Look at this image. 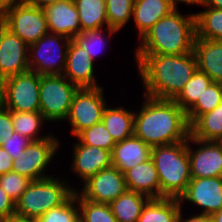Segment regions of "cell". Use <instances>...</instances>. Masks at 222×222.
<instances>
[{
  "label": "cell",
  "instance_id": "1",
  "mask_svg": "<svg viewBox=\"0 0 222 222\" xmlns=\"http://www.w3.org/2000/svg\"><path fill=\"white\" fill-rule=\"evenodd\" d=\"M145 96L173 100L198 69L194 52L180 55H135Z\"/></svg>",
  "mask_w": 222,
  "mask_h": 222
},
{
  "label": "cell",
  "instance_id": "2",
  "mask_svg": "<svg viewBox=\"0 0 222 222\" xmlns=\"http://www.w3.org/2000/svg\"><path fill=\"white\" fill-rule=\"evenodd\" d=\"M143 96L134 116V135L151 147L186 141L190 135L186 112L174 100Z\"/></svg>",
  "mask_w": 222,
  "mask_h": 222
},
{
  "label": "cell",
  "instance_id": "3",
  "mask_svg": "<svg viewBox=\"0 0 222 222\" xmlns=\"http://www.w3.org/2000/svg\"><path fill=\"white\" fill-rule=\"evenodd\" d=\"M195 14L181 15L178 7L158 20L139 40L135 55H180L193 52Z\"/></svg>",
  "mask_w": 222,
  "mask_h": 222
},
{
  "label": "cell",
  "instance_id": "4",
  "mask_svg": "<svg viewBox=\"0 0 222 222\" xmlns=\"http://www.w3.org/2000/svg\"><path fill=\"white\" fill-rule=\"evenodd\" d=\"M151 159L160 182V198L179 199L191 180L187 140L170 145L153 146Z\"/></svg>",
  "mask_w": 222,
  "mask_h": 222
},
{
  "label": "cell",
  "instance_id": "5",
  "mask_svg": "<svg viewBox=\"0 0 222 222\" xmlns=\"http://www.w3.org/2000/svg\"><path fill=\"white\" fill-rule=\"evenodd\" d=\"M65 178L48 177L32 181L15 202V215L38 219L50 209L64 204L76 191Z\"/></svg>",
  "mask_w": 222,
  "mask_h": 222
},
{
  "label": "cell",
  "instance_id": "6",
  "mask_svg": "<svg viewBox=\"0 0 222 222\" xmlns=\"http://www.w3.org/2000/svg\"><path fill=\"white\" fill-rule=\"evenodd\" d=\"M70 41L65 36L48 32L28 46L29 70L41 75H63Z\"/></svg>",
  "mask_w": 222,
  "mask_h": 222
},
{
  "label": "cell",
  "instance_id": "7",
  "mask_svg": "<svg viewBox=\"0 0 222 222\" xmlns=\"http://www.w3.org/2000/svg\"><path fill=\"white\" fill-rule=\"evenodd\" d=\"M41 74L27 71L8 77L0 88V104L10 111H40Z\"/></svg>",
  "mask_w": 222,
  "mask_h": 222
},
{
  "label": "cell",
  "instance_id": "8",
  "mask_svg": "<svg viewBox=\"0 0 222 222\" xmlns=\"http://www.w3.org/2000/svg\"><path fill=\"white\" fill-rule=\"evenodd\" d=\"M78 89L63 75H41L39 99L44 118L53 123L65 121Z\"/></svg>",
  "mask_w": 222,
  "mask_h": 222
},
{
  "label": "cell",
  "instance_id": "9",
  "mask_svg": "<svg viewBox=\"0 0 222 222\" xmlns=\"http://www.w3.org/2000/svg\"><path fill=\"white\" fill-rule=\"evenodd\" d=\"M2 24L28 46L49 32L43 8L34 7L22 0L12 2L3 17Z\"/></svg>",
  "mask_w": 222,
  "mask_h": 222
},
{
  "label": "cell",
  "instance_id": "10",
  "mask_svg": "<svg viewBox=\"0 0 222 222\" xmlns=\"http://www.w3.org/2000/svg\"><path fill=\"white\" fill-rule=\"evenodd\" d=\"M104 88H79L75 93L69 113L65 120L71 125V134L76 136L85 128L102 121L104 109L107 106Z\"/></svg>",
  "mask_w": 222,
  "mask_h": 222
},
{
  "label": "cell",
  "instance_id": "11",
  "mask_svg": "<svg viewBox=\"0 0 222 222\" xmlns=\"http://www.w3.org/2000/svg\"><path fill=\"white\" fill-rule=\"evenodd\" d=\"M59 141L54 135L46 139L31 141L21 156L13 160L12 171L28 177L32 181L53 176L46 174L45 169L54 159L61 145Z\"/></svg>",
  "mask_w": 222,
  "mask_h": 222
},
{
  "label": "cell",
  "instance_id": "12",
  "mask_svg": "<svg viewBox=\"0 0 222 222\" xmlns=\"http://www.w3.org/2000/svg\"><path fill=\"white\" fill-rule=\"evenodd\" d=\"M76 192L83 198L95 203H108L117 199L126 190L124 174L115 166L103 169L83 183Z\"/></svg>",
  "mask_w": 222,
  "mask_h": 222
},
{
  "label": "cell",
  "instance_id": "13",
  "mask_svg": "<svg viewBox=\"0 0 222 222\" xmlns=\"http://www.w3.org/2000/svg\"><path fill=\"white\" fill-rule=\"evenodd\" d=\"M192 144L199 147L194 149ZM187 151L191 178L222 177V150L215 141L198 140L189 135Z\"/></svg>",
  "mask_w": 222,
  "mask_h": 222
},
{
  "label": "cell",
  "instance_id": "14",
  "mask_svg": "<svg viewBox=\"0 0 222 222\" xmlns=\"http://www.w3.org/2000/svg\"><path fill=\"white\" fill-rule=\"evenodd\" d=\"M29 71L28 45L0 23V73L8 77Z\"/></svg>",
  "mask_w": 222,
  "mask_h": 222
},
{
  "label": "cell",
  "instance_id": "15",
  "mask_svg": "<svg viewBox=\"0 0 222 222\" xmlns=\"http://www.w3.org/2000/svg\"><path fill=\"white\" fill-rule=\"evenodd\" d=\"M194 203L202 210L199 213L212 215L222 209V177L191 178L185 193L179 198Z\"/></svg>",
  "mask_w": 222,
  "mask_h": 222
},
{
  "label": "cell",
  "instance_id": "16",
  "mask_svg": "<svg viewBox=\"0 0 222 222\" xmlns=\"http://www.w3.org/2000/svg\"><path fill=\"white\" fill-rule=\"evenodd\" d=\"M94 64L86 50L75 39H71L63 76L79 88L100 87L94 74Z\"/></svg>",
  "mask_w": 222,
  "mask_h": 222
},
{
  "label": "cell",
  "instance_id": "17",
  "mask_svg": "<svg viewBox=\"0 0 222 222\" xmlns=\"http://www.w3.org/2000/svg\"><path fill=\"white\" fill-rule=\"evenodd\" d=\"M73 144L72 172L82 183L99 171L112 166L111 151L80 142Z\"/></svg>",
  "mask_w": 222,
  "mask_h": 222
},
{
  "label": "cell",
  "instance_id": "18",
  "mask_svg": "<svg viewBox=\"0 0 222 222\" xmlns=\"http://www.w3.org/2000/svg\"><path fill=\"white\" fill-rule=\"evenodd\" d=\"M50 33L74 39L81 33L78 10L74 0H64L43 8Z\"/></svg>",
  "mask_w": 222,
  "mask_h": 222
},
{
  "label": "cell",
  "instance_id": "19",
  "mask_svg": "<svg viewBox=\"0 0 222 222\" xmlns=\"http://www.w3.org/2000/svg\"><path fill=\"white\" fill-rule=\"evenodd\" d=\"M152 147L143 140L132 135L121 142H117L111 152L112 166L123 174L151 158Z\"/></svg>",
  "mask_w": 222,
  "mask_h": 222
},
{
  "label": "cell",
  "instance_id": "20",
  "mask_svg": "<svg viewBox=\"0 0 222 222\" xmlns=\"http://www.w3.org/2000/svg\"><path fill=\"white\" fill-rule=\"evenodd\" d=\"M193 52L198 70L222 84V41L195 38Z\"/></svg>",
  "mask_w": 222,
  "mask_h": 222
},
{
  "label": "cell",
  "instance_id": "21",
  "mask_svg": "<svg viewBox=\"0 0 222 222\" xmlns=\"http://www.w3.org/2000/svg\"><path fill=\"white\" fill-rule=\"evenodd\" d=\"M127 190L149 198H160V182L152 159L137 164L124 173Z\"/></svg>",
  "mask_w": 222,
  "mask_h": 222
},
{
  "label": "cell",
  "instance_id": "22",
  "mask_svg": "<svg viewBox=\"0 0 222 222\" xmlns=\"http://www.w3.org/2000/svg\"><path fill=\"white\" fill-rule=\"evenodd\" d=\"M176 7L169 0H134L132 18L139 39L162 17Z\"/></svg>",
  "mask_w": 222,
  "mask_h": 222
},
{
  "label": "cell",
  "instance_id": "23",
  "mask_svg": "<svg viewBox=\"0 0 222 222\" xmlns=\"http://www.w3.org/2000/svg\"><path fill=\"white\" fill-rule=\"evenodd\" d=\"M181 203L176 198H150L138 222H179Z\"/></svg>",
  "mask_w": 222,
  "mask_h": 222
},
{
  "label": "cell",
  "instance_id": "24",
  "mask_svg": "<svg viewBox=\"0 0 222 222\" xmlns=\"http://www.w3.org/2000/svg\"><path fill=\"white\" fill-rule=\"evenodd\" d=\"M135 112L124 107H108L104 109L102 123L111 134L115 143L134 135Z\"/></svg>",
  "mask_w": 222,
  "mask_h": 222
},
{
  "label": "cell",
  "instance_id": "25",
  "mask_svg": "<svg viewBox=\"0 0 222 222\" xmlns=\"http://www.w3.org/2000/svg\"><path fill=\"white\" fill-rule=\"evenodd\" d=\"M150 198L142 193L126 190L110 203L118 222H138L144 205Z\"/></svg>",
  "mask_w": 222,
  "mask_h": 222
},
{
  "label": "cell",
  "instance_id": "26",
  "mask_svg": "<svg viewBox=\"0 0 222 222\" xmlns=\"http://www.w3.org/2000/svg\"><path fill=\"white\" fill-rule=\"evenodd\" d=\"M78 10L81 33L108 28L105 0H74Z\"/></svg>",
  "mask_w": 222,
  "mask_h": 222
},
{
  "label": "cell",
  "instance_id": "27",
  "mask_svg": "<svg viewBox=\"0 0 222 222\" xmlns=\"http://www.w3.org/2000/svg\"><path fill=\"white\" fill-rule=\"evenodd\" d=\"M190 135L203 141H216L222 136V101L213 111L201 115L190 126Z\"/></svg>",
  "mask_w": 222,
  "mask_h": 222
},
{
  "label": "cell",
  "instance_id": "28",
  "mask_svg": "<svg viewBox=\"0 0 222 222\" xmlns=\"http://www.w3.org/2000/svg\"><path fill=\"white\" fill-rule=\"evenodd\" d=\"M194 14L196 38L222 41V9L206 7Z\"/></svg>",
  "mask_w": 222,
  "mask_h": 222
},
{
  "label": "cell",
  "instance_id": "29",
  "mask_svg": "<svg viewBox=\"0 0 222 222\" xmlns=\"http://www.w3.org/2000/svg\"><path fill=\"white\" fill-rule=\"evenodd\" d=\"M12 120L14 131L23 137H28L32 141L49 138L51 133L45 136L39 135L44 122L48 121L44 118L40 111L36 112H18L12 111Z\"/></svg>",
  "mask_w": 222,
  "mask_h": 222
},
{
  "label": "cell",
  "instance_id": "30",
  "mask_svg": "<svg viewBox=\"0 0 222 222\" xmlns=\"http://www.w3.org/2000/svg\"><path fill=\"white\" fill-rule=\"evenodd\" d=\"M212 82L213 80L206 73L197 69L192 78L173 100L187 112Z\"/></svg>",
  "mask_w": 222,
  "mask_h": 222
},
{
  "label": "cell",
  "instance_id": "31",
  "mask_svg": "<svg viewBox=\"0 0 222 222\" xmlns=\"http://www.w3.org/2000/svg\"><path fill=\"white\" fill-rule=\"evenodd\" d=\"M222 101V84L212 82L197 102L186 112L189 126L201 115L213 111Z\"/></svg>",
  "mask_w": 222,
  "mask_h": 222
},
{
  "label": "cell",
  "instance_id": "32",
  "mask_svg": "<svg viewBox=\"0 0 222 222\" xmlns=\"http://www.w3.org/2000/svg\"><path fill=\"white\" fill-rule=\"evenodd\" d=\"M78 206L80 222H118L108 203H95L78 194Z\"/></svg>",
  "mask_w": 222,
  "mask_h": 222
},
{
  "label": "cell",
  "instance_id": "33",
  "mask_svg": "<svg viewBox=\"0 0 222 222\" xmlns=\"http://www.w3.org/2000/svg\"><path fill=\"white\" fill-rule=\"evenodd\" d=\"M109 28L120 31L132 19L134 0H105Z\"/></svg>",
  "mask_w": 222,
  "mask_h": 222
},
{
  "label": "cell",
  "instance_id": "34",
  "mask_svg": "<svg viewBox=\"0 0 222 222\" xmlns=\"http://www.w3.org/2000/svg\"><path fill=\"white\" fill-rule=\"evenodd\" d=\"M108 36H105V31L103 28L90 30L87 32H82L74 39L83 47L84 50L88 53L91 59L95 62L96 57L102 53L105 48L104 45L108 42L107 37H111L115 35V33L119 32L112 28H107ZM107 40V41H106Z\"/></svg>",
  "mask_w": 222,
  "mask_h": 222
},
{
  "label": "cell",
  "instance_id": "35",
  "mask_svg": "<svg viewBox=\"0 0 222 222\" xmlns=\"http://www.w3.org/2000/svg\"><path fill=\"white\" fill-rule=\"evenodd\" d=\"M38 222H80L78 193H75L62 205L50 209L41 215Z\"/></svg>",
  "mask_w": 222,
  "mask_h": 222
},
{
  "label": "cell",
  "instance_id": "36",
  "mask_svg": "<svg viewBox=\"0 0 222 222\" xmlns=\"http://www.w3.org/2000/svg\"><path fill=\"white\" fill-rule=\"evenodd\" d=\"M75 138H77L78 142L85 145L107 149L111 152L116 144L102 121L91 127L85 128L79 132Z\"/></svg>",
  "mask_w": 222,
  "mask_h": 222
},
{
  "label": "cell",
  "instance_id": "37",
  "mask_svg": "<svg viewBox=\"0 0 222 222\" xmlns=\"http://www.w3.org/2000/svg\"><path fill=\"white\" fill-rule=\"evenodd\" d=\"M31 182L32 180L28 177L13 171L0 175V186L14 202L19 199Z\"/></svg>",
  "mask_w": 222,
  "mask_h": 222
},
{
  "label": "cell",
  "instance_id": "38",
  "mask_svg": "<svg viewBox=\"0 0 222 222\" xmlns=\"http://www.w3.org/2000/svg\"><path fill=\"white\" fill-rule=\"evenodd\" d=\"M32 140L14 132L7 142H2L1 147L5 149L13 160L21 156Z\"/></svg>",
  "mask_w": 222,
  "mask_h": 222
},
{
  "label": "cell",
  "instance_id": "39",
  "mask_svg": "<svg viewBox=\"0 0 222 222\" xmlns=\"http://www.w3.org/2000/svg\"><path fill=\"white\" fill-rule=\"evenodd\" d=\"M14 132L12 111L0 104V146L2 142H7Z\"/></svg>",
  "mask_w": 222,
  "mask_h": 222
},
{
  "label": "cell",
  "instance_id": "40",
  "mask_svg": "<svg viewBox=\"0 0 222 222\" xmlns=\"http://www.w3.org/2000/svg\"><path fill=\"white\" fill-rule=\"evenodd\" d=\"M15 215V202L0 186V222H5Z\"/></svg>",
  "mask_w": 222,
  "mask_h": 222
},
{
  "label": "cell",
  "instance_id": "41",
  "mask_svg": "<svg viewBox=\"0 0 222 222\" xmlns=\"http://www.w3.org/2000/svg\"><path fill=\"white\" fill-rule=\"evenodd\" d=\"M13 169V159L10 154L0 146V175L8 173Z\"/></svg>",
  "mask_w": 222,
  "mask_h": 222
},
{
  "label": "cell",
  "instance_id": "42",
  "mask_svg": "<svg viewBox=\"0 0 222 222\" xmlns=\"http://www.w3.org/2000/svg\"><path fill=\"white\" fill-rule=\"evenodd\" d=\"M183 209H181V213L179 216V222H214L212 215L208 214H194L190 216L189 218L186 217V219L182 216L183 215Z\"/></svg>",
  "mask_w": 222,
  "mask_h": 222
},
{
  "label": "cell",
  "instance_id": "43",
  "mask_svg": "<svg viewBox=\"0 0 222 222\" xmlns=\"http://www.w3.org/2000/svg\"><path fill=\"white\" fill-rule=\"evenodd\" d=\"M22 1L34 7L44 8L47 5L54 4L64 0H22Z\"/></svg>",
  "mask_w": 222,
  "mask_h": 222
},
{
  "label": "cell",
  "instance_id": "44",
  "mask_svg": "<svg viewBox=\"0 0 222 222\" xmlns=\"http://www.w3.org/2000/svg\"><path fill=\"white\" fill-rule=\"evenodd\" d=\"M199 5L201 7H213L217 9H222V0H200Z\"/></svg>",
  "mask_w": 222,
  "mask_h": 222
},
{
  "label": "cell",
  "instance_id": "45",
  "mask_svg": "<svg viewBox=\"0 0 222 222\" xmlns=\"http://www.w3.org/2000/svg\"><path fill=\"white\" fill-rule=\"evenodd\" d=\"M14 0H0V23Z\"/></svg>",
  "mask_w": 222,
  "mask_h": 222
},
{
  "label": "cell",
  "instance_id": "46",
  "mask_svg": "<svg viewBox=\"0 0 222 222\" xmlns=\"http://www.w3.org/2000/svg\"><path fill=\"white\" fill-rule=\"evenodd\" d=\"M5 222H38L37 219H31V218H23V217H19L14 215L13 217H11L10 219H8Z\"/></svg>",
  "mask_w": 222,
  "mask_h": 222
},
{
  "label": "cell",
  "instance_id": "47",
  "mask_svg": "<svg viewBox=\"0 0 222 222\" xmlns=\"http://www.w3.org/2000/svg\"><path fill=\"white\" fill-rule=\"evenodd\" d=\"M176 8L179 2L188 4V5H199L200 0H169Z\"/></svg>",
  "mask_w": 222,
  "mask_h": 222
},
{
  "label": "cell",
  "instance_id": "48",
  "mask_svg": "<svg viewBox=\"0 0 222 222\" xmlns=\"http://www.w3.org/2000/svg\"><path fill=\"white\" fill-rule=\"evenodd\" d=\"M214 222H222V209L212 214Z\"/></svg>",
  "mask_w": 222,
  "mask_h": 222
},
{
  "label": "cell",
  "instance_id": "49",
  "mask_svg": "<svg viewBox=\"0 0 222 222\" xmlns=\"http://www.w3.org/2000/svg\"><path fill=\"white\" fill-rule=\"evenodd\" d=\"M215 142L220 146L222 150V136H220Z\"/></svg>",
  "mask_w": 222,
  "mask_h": 222
},
{
  "label": "cell",
  "instance_id": "50",
  "mask_svg": "<svg viewBox=\"0 0 222 222\" xmlns=\"http://www.w3.org/2000/svg\"><path fill=\"white\" fill-rule=\"evenodd\" d=\"M4 78L1 76V73H0V88H1V86H2V84H3V82H4Z\"/></svg>",
  "mask_w": 222,
  "mask_h": 222
}]
</instances>
